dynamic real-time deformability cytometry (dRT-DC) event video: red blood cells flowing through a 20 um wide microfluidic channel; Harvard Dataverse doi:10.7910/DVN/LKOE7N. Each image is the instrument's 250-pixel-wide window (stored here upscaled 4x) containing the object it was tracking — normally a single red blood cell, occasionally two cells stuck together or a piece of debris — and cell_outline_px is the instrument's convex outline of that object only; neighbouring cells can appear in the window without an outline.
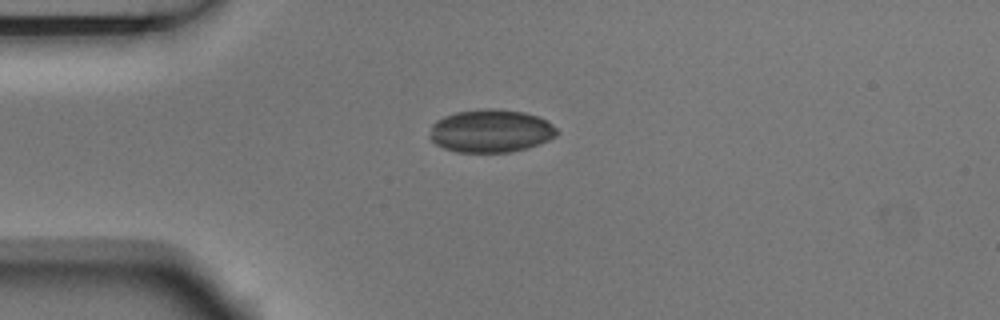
{"species": "Egyptian fruit bat (a non-hibernating species)", "species_latin": "Rousettus aegyptiacus", "temperature_condition": "room temperature", "stored_images_in_passage": 3, "camera_frame_rate_fps": 3000, "um_per_image_px": 0.085, "animal": {"sex": "male"}, "frame": {"image": 1, "passage_image": 1, "time_ms": 0.0, "image_size_px": [1000, 320], "cell_outline_px": [[560, 132], [556, 136], [548, 140], [528, 148], [508, 152], [456, 152], [444, 148], [436, 144], [428, 136], [432, 124], [436, 120], [444, 116], [456, 112], [484, 108], [492, 108], [524, 112], [548, 120]], "centroid_in_image_um": [41.71, 11.13], "position_along_channel_um": 43.3, "area_um2": 32.02}}
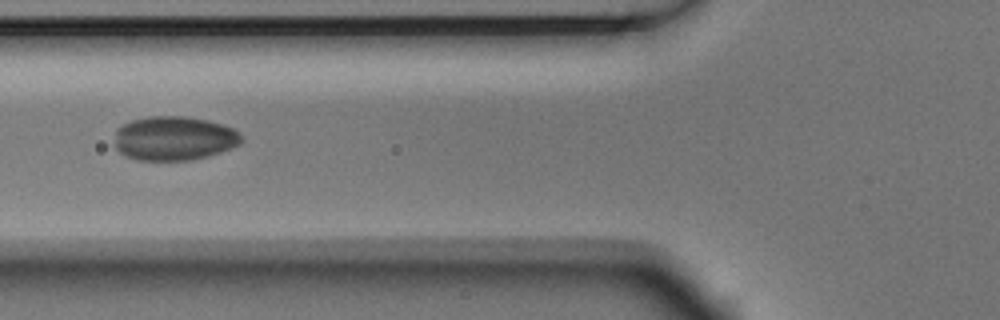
{"frame": {"image": 2, "passage_image": 3, "time_ms": 0.667, "image_size_px": [1000, 320], "cell_outline_px": [[244, 140], [240, 144], [232, 148], [208, 156], [192, 160], [136, 160], [124, 156], [116, 148], [116, 128], [132, 120], [148, 116], [184, 116], [208, 120], [224, 124], [232, 128]], "centroid_in_image_um": [14.8, 11.76], "position_along_channel_um": 111.0, "area_um2": 32.77}}